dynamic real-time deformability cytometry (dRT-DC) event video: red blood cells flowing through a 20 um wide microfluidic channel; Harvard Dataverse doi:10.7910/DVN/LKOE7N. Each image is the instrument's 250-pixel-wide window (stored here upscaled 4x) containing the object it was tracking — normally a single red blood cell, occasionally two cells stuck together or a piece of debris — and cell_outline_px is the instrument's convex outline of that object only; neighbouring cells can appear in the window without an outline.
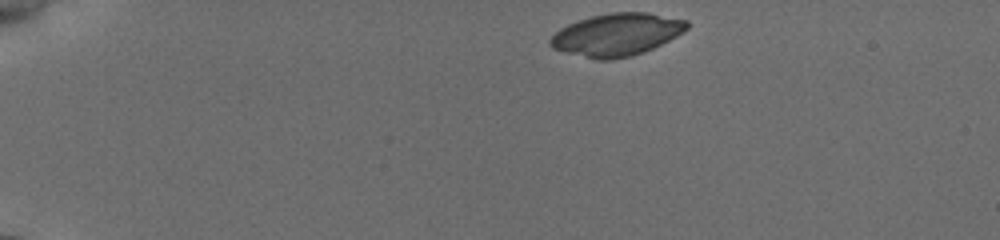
{"species": "common noctule bat (a hibernating species)", "species_latin": "Nyctalus noctula", "temperature_condition": "cold", "stored_images_in_passage": 37, "camera_frame_rate_fps": 3000, "um_per_image_px": 0.085, "animal": {"sex": "female", "body_mass_g": 19.5, "forearm_length_mm": 54.1}, "frame": {"image": 1, "passage_image": 1, "time_ms": 0.0, "image_size_px": [1000, 240], "cell_outline_px": [[688, 28], [676, 36], [652, 48], [632, 56], [608, 60], [596, 60], [552, 48], [548, 44], [548, 40], [560, 28], [568, 24], [592, 16], [612, 12], [648, 12], [688, 20]], "centroid_in_image_um": [52.41, 2.94], "position_along_channel_um": 32.6, "area_um2": 33.64}}
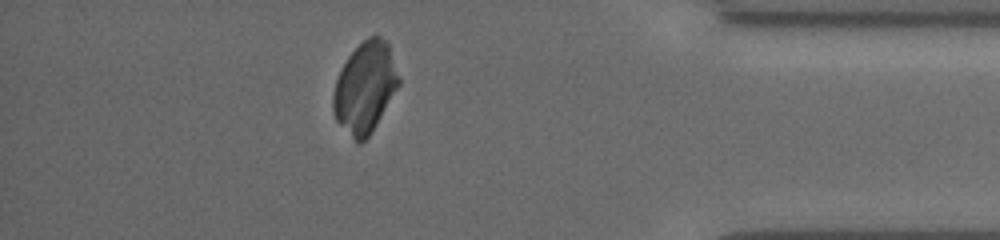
{"frame": {"image": 2, "passage_image": 32, "time_ms": 12.667, "image_size_px": [1000, 240], "cell_outline_px": [[400, 84], [376, 124], [368, 136], [360, 144], [356, 144], [336, 120], [332, 108], [332, 96], [336, 80], [348, 56], [368, 36], [376, 32], [388, 44], [400, 80]], "centroid_in_image_um": [31.01, 7.44], "position_along_channel_um": 404.2, "area_um2": 34.45}}